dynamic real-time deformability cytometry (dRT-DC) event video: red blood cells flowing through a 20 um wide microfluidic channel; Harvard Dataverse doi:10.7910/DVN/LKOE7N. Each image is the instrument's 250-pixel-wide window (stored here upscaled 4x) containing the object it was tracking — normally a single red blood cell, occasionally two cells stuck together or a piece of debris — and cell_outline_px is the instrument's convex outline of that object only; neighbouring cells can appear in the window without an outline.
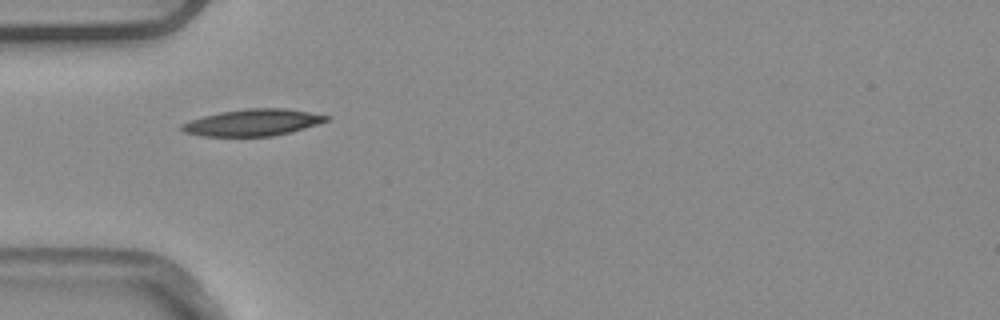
{"species": "common noctule bat (a hibernating species)", "species_latin": "Nyctalus noctula", "temperature_condition": "warm", "stored_images_in_passage": 1, "camera_frame_rate_fps": 3000, "um_per_image_px": 0.085, "animal": {"sex": "male", "body_mass_g": 20.4}, "frame": {"image": 1, "passage_image": 1, "time_ms": 0.0, "image_size_px": [1000, 320], "cell_outline_px": [[332, 116], [328, 120], [304, 128], [272, 136], [200, 136], [184, 132], [180, 128], [180, 124], [204, 116], [220, 112], [244, 108], [284, 108]], "centroid_in_image_um": [21.46, 10.41], "position_along_channel_um": 63.5, "area_um2": 22.31}}